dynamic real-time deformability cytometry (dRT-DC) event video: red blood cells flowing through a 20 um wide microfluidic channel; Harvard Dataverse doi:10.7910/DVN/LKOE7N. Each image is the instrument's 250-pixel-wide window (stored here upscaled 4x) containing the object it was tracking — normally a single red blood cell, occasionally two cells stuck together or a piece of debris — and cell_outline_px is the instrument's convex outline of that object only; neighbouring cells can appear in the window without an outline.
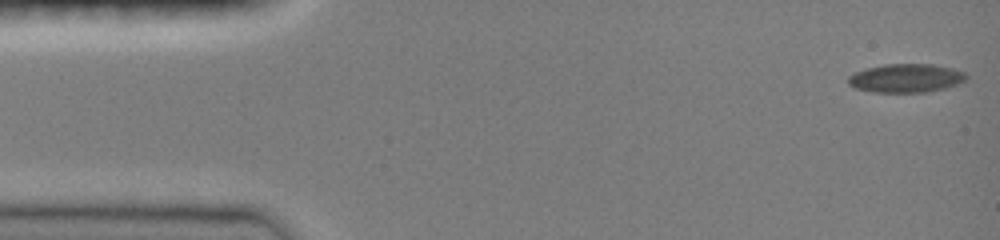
{"species": "common noctule bat (a hibernating species)", "species_latin": "Nyctalus noctula", "temperature_condition": "room temperature", "stored_images_in_passage": 47, "camera_frame_rate_fps": 3000, "um_per_image_px": 0.085, "animal": {"sex": "female", "body_mass_g": 19.0, "forearm_length_mm": 51.5}, "frame": {"image": 1, "passage_image": 1, "time_ms": 0.0, "image_size_px": [1000, 240], "cell_outline_px": [[968, 76], [964, 80], [956, 84], [944, 88], [928, 92], [872, 92], [856, 88], [848, 84], [848, 76], [864, 68], [884, 64], [932, 64], [952, 68], [964, 72]], "centroid_in_image_um": [76.98, 6.64], "position_along_channel_um": 8.0, "area_um2": 19.65}}
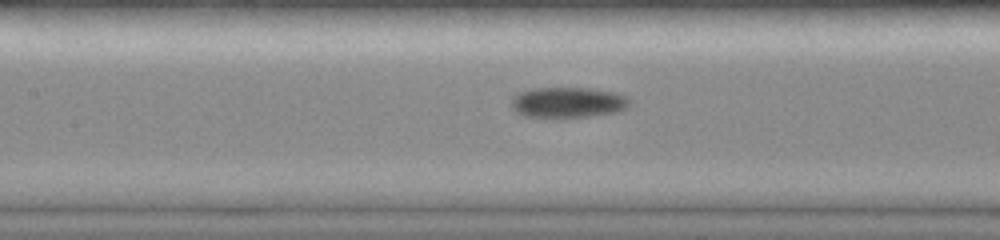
{"frame": {"image": 2, "passage_image": 21, "time_ms": 6.667, "image_size_px": [1000, 240], "cell_outline_px": [[632, 104], [616, 112], [588, 116], [524, 116], [516, 112], [512, 108], [512, 96], [516, 92], [532, 88], [588, 88], [616, 92], [628, 96]], "centroid_in_image_um": [48.27, 8.67], "position_along_channel_um": 159.1, "area_um2": 20.98}}
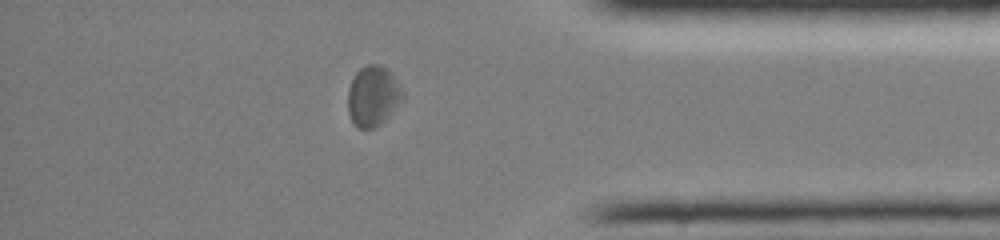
{"frame": {"image": 3, "passage_image": 40, "time_ms": 13.0, "image_size_px": [1000, 240], "cell_outline_px": [[404, 100], [380, 124], [372, 128], [360, 128], [352, 120], [348, 112], [348, 88], [356, 72], [360, 68], [368, 64], [380, 64], [388, 68], [392, 72], [404, 92]], "centroid_in_image_um": [31.74, 8.12], "position_along_channel_um": 403.5, "area_um2": 19.36}, "authors_computed_cell_mechanics": {"area_um2": 19.5942, "velocity_mm_per_s": 4.0152, "shape_relaxation_time_tau1_ms": 10.5958, "shape_relaxation_time_tau2_ms": 7.6568, "deformation_change_tau1": 0.175, "deformation_change_tau2": 0.0945}}